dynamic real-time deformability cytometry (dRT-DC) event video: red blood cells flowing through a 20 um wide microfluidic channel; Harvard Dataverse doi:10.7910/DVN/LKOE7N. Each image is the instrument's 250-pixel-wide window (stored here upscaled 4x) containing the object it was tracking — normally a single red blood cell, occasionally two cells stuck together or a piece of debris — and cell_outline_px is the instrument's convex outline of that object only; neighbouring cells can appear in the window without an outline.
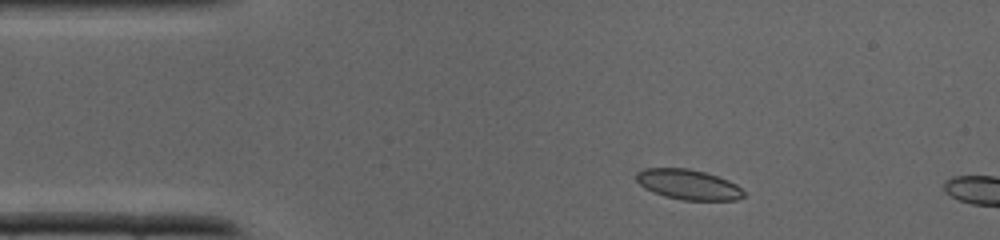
{"species": "common noctule bat (a hibernating species)", "species_latin": "Nyctalus noctula", "temperature_condition": "cold", "stored_images_in_passage": 3, "camera_frame_rate_fps": 3000, "um_per_image_px": 0.085, "animal": {"sex": "male", "body_mass_g": 19.0, "forearm_length_mm": 50.8}, "frame": {"image": 1, "passage_image": 1, "time_ms": 0.0, "image_size_px": [1000, 240], "cell_outline_px": [[744, 196], [736, 200], [680, 200], [664, 196], [652, 192], [644, 188], [636, 180], [636, 172], [644, 168], [688, 168], [704, 172], [728, 180], [736, 184], [744, 192]], "centroid_in_image_um": [58.47, 15.68], "position_along_channel_um": 26.5, "area_um2": 18.9}}